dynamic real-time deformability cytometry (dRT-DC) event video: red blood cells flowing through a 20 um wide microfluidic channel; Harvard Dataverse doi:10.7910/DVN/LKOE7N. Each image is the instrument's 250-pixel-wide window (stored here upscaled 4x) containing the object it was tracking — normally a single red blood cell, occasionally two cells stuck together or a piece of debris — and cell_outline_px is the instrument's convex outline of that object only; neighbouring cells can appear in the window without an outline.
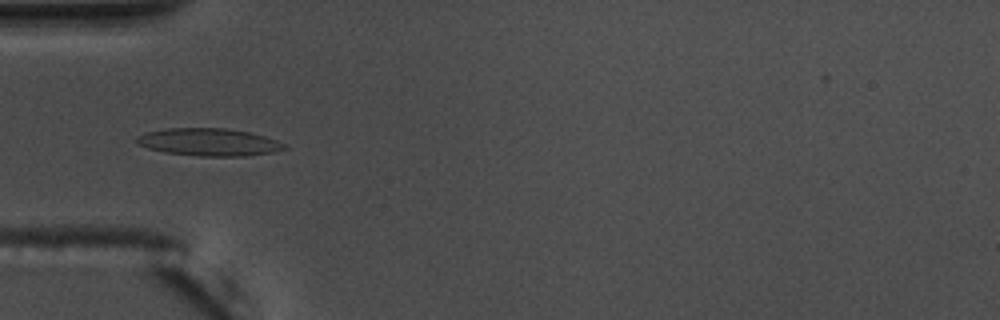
{"species": "common noctule bat (a hibernating species)", "species_latin": "Nyctalus noctula", "temperature_condition": "warm", "stored_images_in_passage": 56, "camera_frame_rate_fps": 3000, "um_per_image_px": 0.085, "animal": {"sex": "male", "body_mass_g": 17.5, "forearm_length_mm": 52.3}, "frame": {"image": 1, "passage_image": 18, "time_ms": 5.667, "image_size_px": [1000, 320], "cell_outline_px": [[288, 148], [272, 152], [248, 156], [200, 156], [164, 152], [148, 148], [136, 144], [136, 136], [148, 132], [168, 128], [224, 128], [248, 132], [264, 136], [276, 140], [284, 144]], "centroid_in_image_um": [17.74, 12.08], "position_along_channel_um": 67.3, "area_um2": 23.58}}
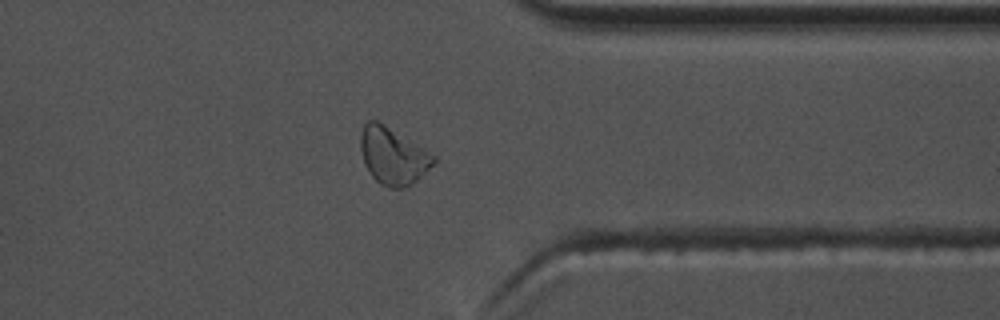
{"frame": {"image": 2, "passage_image": 44, "time_ms": 14.333, "image_size_px": [1000, 320], "cell_outline_px": [[436, 160], [416, 180], [404, 188], [388, 188], [380, 184], [372, 176], [364, 164], [360, 152], [360, 132], [364, 124], [368, 120], [376, 120], [436, 156]], "centroid_in_image_um": [33.34, 13.26], "position_along_channel_um": 378.1, "area_um2": 23.81}}
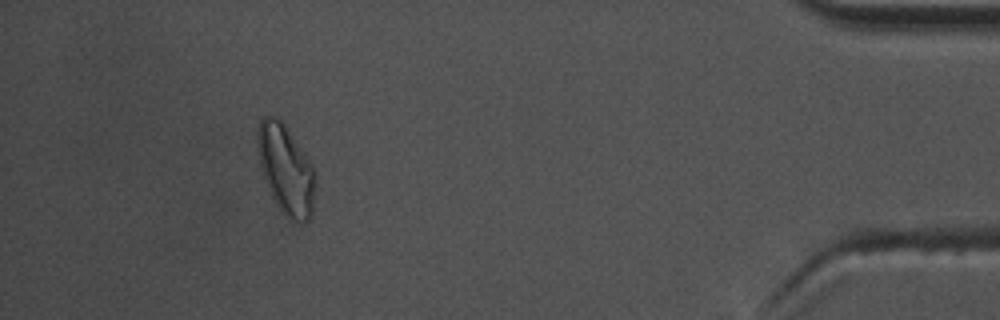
{"frame": {"image": 3, "passage_image": 51, "time_ms": 16.667, "image_size_px": [1000, 320], "cell_outline_px": [[316, 184], [312, 212], [308, 220], [292, 220], [276, 204], [272, 196], [264, 176], [260, 164], [256, 140], [256, 128], [260, 120], [264, 116], [272, 116], [280, 120], [312, 164], [316, 172]], "centroid_in_image_um": [24.3, 14.38], "position_along_channel_um": 410.9, "area_um2": 29.54}, "authors_computed_cell_mechanics": {"area_um2": 22.1374, "velocity_mm_per_s": 3.6625, "shape_relaxation_time_tau1_ms": 5.6398, "shape_relaxation_time_tau2_ms": 3.208, "deformation_change_tau1": 0.1675, "deformation_change_tau2": 0.1214}}